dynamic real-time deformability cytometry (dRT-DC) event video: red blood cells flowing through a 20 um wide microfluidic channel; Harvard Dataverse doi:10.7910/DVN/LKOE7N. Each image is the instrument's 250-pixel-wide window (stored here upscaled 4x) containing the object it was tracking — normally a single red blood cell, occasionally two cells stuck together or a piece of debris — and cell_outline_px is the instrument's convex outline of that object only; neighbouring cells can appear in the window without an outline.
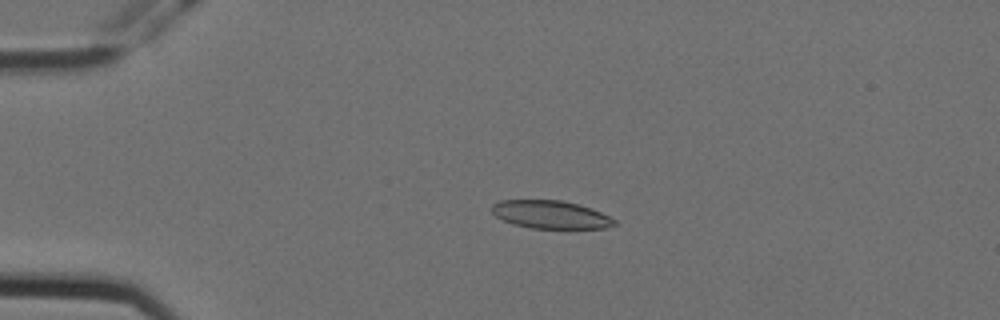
{"species": "Egyptian fruit bat (a non-hibernating species)", "species_latin": "Rousettus aegyptiacus", "temperature_condition": "cold", "stored_images_in_passage": 3, "camera_frame_rate_fps": 3000, "um_per_image_px": 0.085, "animal": {"sex": "female"}, "frame": {"image": 1, "passage_image": 2, "time_ms": 0.333, "image_size_px": [1000, 320], "cell_outline_px": [[616, 224], [604, 228], [532, 228], [512, 224], [496, 216], [492, 212], [492, 204], [500, 200], [564, 200], [580, 204], [592, 208], [616, 220]], "centroid_in_image_um": [46.8, 18.23], "position_along_channel_um": 38.2, "area_um2": 20.0}}